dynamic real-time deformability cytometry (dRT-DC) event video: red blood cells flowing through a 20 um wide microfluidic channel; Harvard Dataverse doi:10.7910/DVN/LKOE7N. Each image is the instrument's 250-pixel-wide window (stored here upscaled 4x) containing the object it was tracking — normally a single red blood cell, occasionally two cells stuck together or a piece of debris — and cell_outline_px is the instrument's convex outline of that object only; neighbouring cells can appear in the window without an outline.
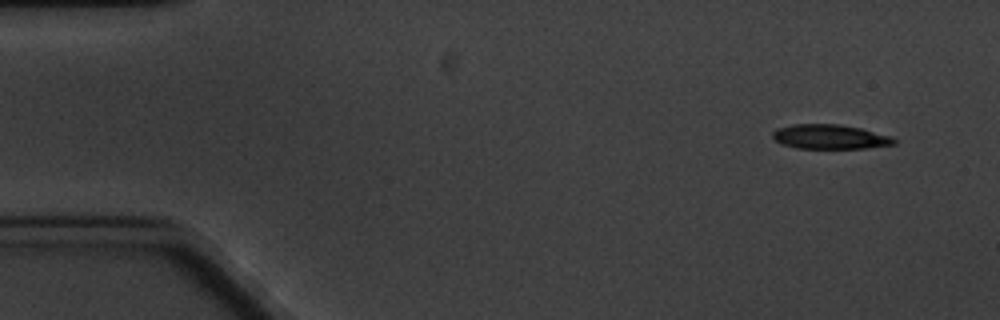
{"species": "common noctule bat (a hibernating species)", "species_latin": "Nyctalus noctula", "temperature_condition": "cold", "stored_images_in_passage": 8, "camera_frame_rate_fps": 3000, "um_per_image_px": 0.085, "animal": {"sex": "male", "body_mass_g": 20.1, "forearm_length_mm": 53.5}, "frame": {"image": 1, "passage_image": 1, "time_ms": 0.0, "image_size_px": [1000, 320], "cell_outline_px": [[896, 144], [868, 148], [796, 148], [780, 144], [772, 136], [772, 132], [776, 128], [792, 124], [840, 124], [860, 128], [892, 136], [896, 140]], "centroid_in_image_um": [70.54, 11.62], "position_along_channel_um": 14.5, "area_um2": 17.46}}
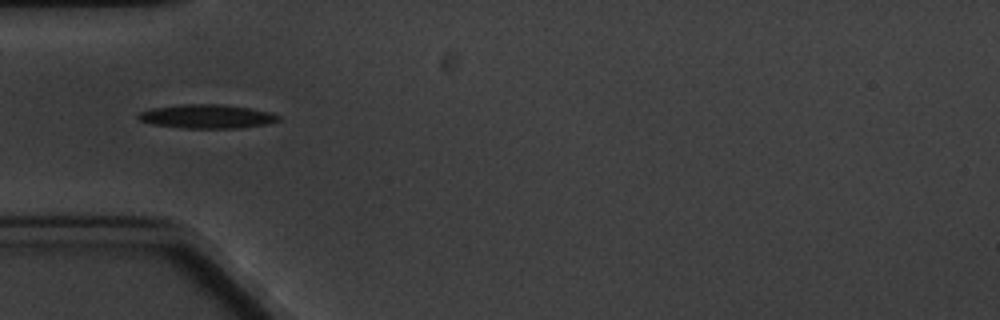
{"frame": {"image": 2, "passage_image": 5, "time_ms": 4.667, "image_size_px": [1000, 320], "cell_outline_px": [[280, 120], [268, 124], [236, 128], [184, 128], [152, 124], [140, 120], [136, 116], [140, 112], [152, 108], [184, 104], [220, 104], [248, 108], [272, 112], [280, 116]], "centroid_in_image_um": [17.6, 9.9], "position_along_channel_um": 67.4, "area_um2": 19.42}}